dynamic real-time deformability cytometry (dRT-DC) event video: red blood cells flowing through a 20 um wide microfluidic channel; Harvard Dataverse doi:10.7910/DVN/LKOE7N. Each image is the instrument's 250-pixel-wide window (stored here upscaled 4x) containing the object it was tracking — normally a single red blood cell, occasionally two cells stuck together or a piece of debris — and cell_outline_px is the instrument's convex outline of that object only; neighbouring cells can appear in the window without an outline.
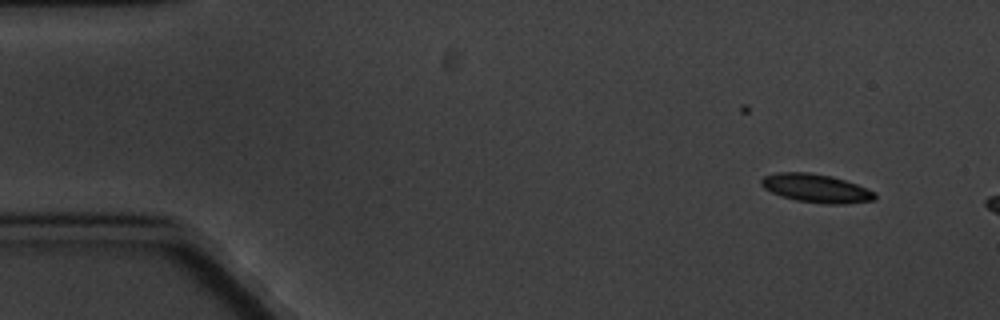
{"species": "common noctule bat (a hibernating species)", "species_latin": "Nyctalus noctula", "temperature_condition": "cold", "stored_images_in_passage": 4, "camera_frame_rate_fps": 3000, "um_per_image_px": 0.085, "animal": {"sex": "male", "body_mass_g": 20.1, "forearm_length_mm": 53.5}, "frame": {"image": 1, "passage_image": 2, "time_ms": 2.0, "image_size_px": [1000, 320], "cell_outline_px": [[876, 200], [844, 204], [824, 204], [796, 200], [780, 196], [764, 188], [760, 184], [760, 180], [764, 176], [776, 172], [808, 172], [832, 176], [856, 184], [876, 192]], "centroid_in_image_um": [69.37, 16.0], "position_along_channel_um": 15.6, "area_um2": 18.96}}